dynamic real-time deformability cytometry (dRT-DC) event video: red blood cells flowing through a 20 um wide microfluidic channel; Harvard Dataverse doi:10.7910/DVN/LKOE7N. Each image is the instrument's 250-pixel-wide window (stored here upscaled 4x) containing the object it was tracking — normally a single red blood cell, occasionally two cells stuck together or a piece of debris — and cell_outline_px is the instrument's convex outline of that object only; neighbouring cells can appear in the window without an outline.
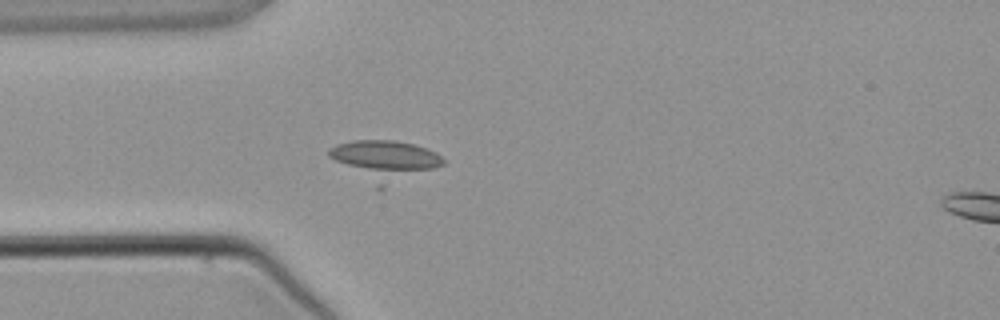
{"species": "common noctule bat (a hibernating species)", "species_latin": "Nyctalus noctula", "temperature_condition": "warm", "stored_images_in_passage": 4, "camera_frame_rate_fps": 3000, "um_per_image_px": 0.085, "animal": {"sex": "male", "body_mass_g": 21.5, "forearm_length_mm": 52.0}, "frame": {"image": 1, "passage_image": 3, "time_ms": 3.333, "image_size_px": [1000, 320], "cell_outline_px": [[444, 164], [384, 188], [376, 188], [328, 156], [328, 148], [336, 144], [352, 140], [392, 140], [412, 144], [428, 148], [436, 152], [444, 160]], "centroid_in_image_um": [32.67, 13.62], "position_along_channel_um": 52.3, "area_um2": 26.41}}